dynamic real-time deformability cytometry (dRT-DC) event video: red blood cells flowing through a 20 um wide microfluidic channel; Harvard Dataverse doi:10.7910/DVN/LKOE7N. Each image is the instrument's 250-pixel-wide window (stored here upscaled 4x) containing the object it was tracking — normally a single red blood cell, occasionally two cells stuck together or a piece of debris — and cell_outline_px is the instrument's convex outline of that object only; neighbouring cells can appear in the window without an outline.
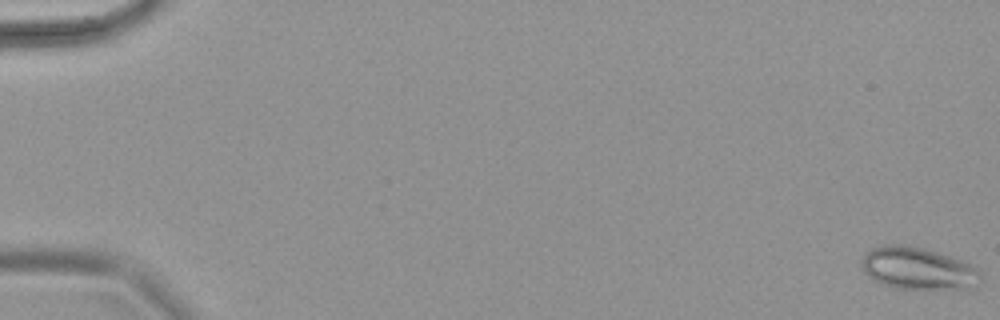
{"species": "common noctule bat (a hibernating species)", "species_latin": "Nyctalus noctula", "temperature_condition": "warm", "stored_images_in_passage": 67, "camera_frame_rate_fps": 3000, "um_per_image_px": 0.085, "animal": {"sex": "female", "body_mass_g": 18.4}, "frame": {"image": 1, "passage_image": 1, "time_ms": 0.0, "image_size_px": [1000, 320], "cell_outline_px": [[984, 272], [980, 284], [976, 288], [896, 288], [880, 284], [872, 280], [864, 272], [860, 264], [860, 260], [864, 252], [872, 248], [884, 244], [904, 244], [924, 248], [952, 256], [964, 260]], "centroid_in_image_um": [78.04, 22.8], "position_along_channel_um": 7.0, "area_um2": 30.06}}
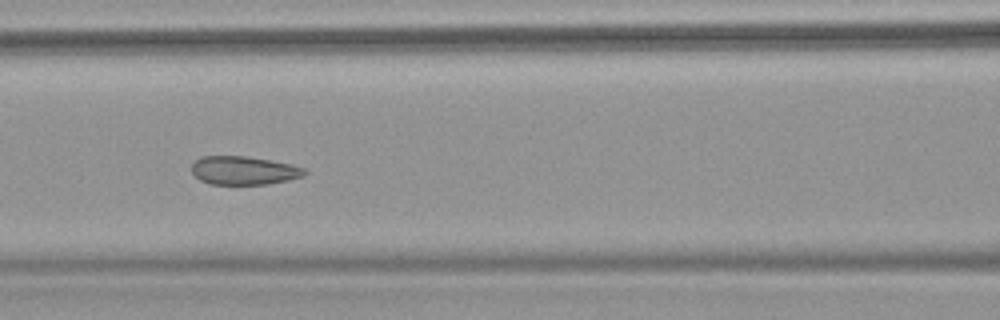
{"frame": {"image": 2, "passage_image": 31, "time_ms": 10.0, "image_size_px": [1000, 320], "cell_outline_px": [[308, 172], [304, 176], [288, 180], [268, 184], [212, 184], [200, 180], [192, 172], [192, 164], [200, 156], [244, 156], [292, 164], [304, 168]], "centroid_in_image_um": [20.74, 14.49], "position_along_channel_um": 145.9, "area_um2": 18.67}}
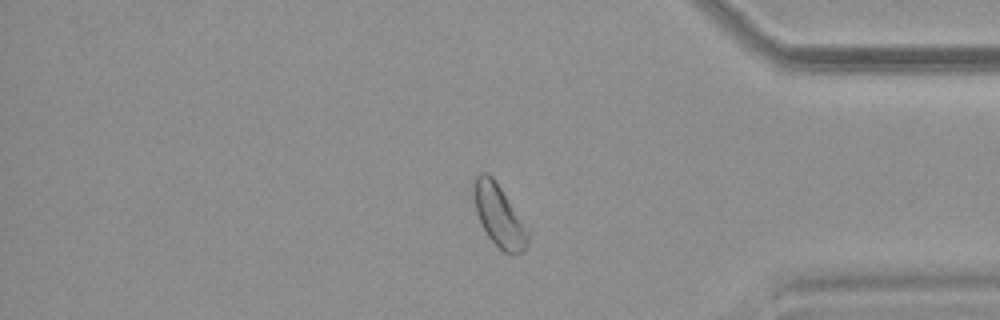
{"frame": {"image": 3, "passage_image": 56, "time_ms": 18.333, "image_size_px": [1000, 320], "cell_outline_px": [[528, 244], [520, 252], [504, 252], [488, 236], [476, 212], [472, 192], [472, 188], [476, 176], [480, 172], [488, 172], [492, 176], [528, 228]], "centroid_in_image_um": [42.39, 18.27], "position_along_channel_um": 392.8, "area_um2": 19.13}}